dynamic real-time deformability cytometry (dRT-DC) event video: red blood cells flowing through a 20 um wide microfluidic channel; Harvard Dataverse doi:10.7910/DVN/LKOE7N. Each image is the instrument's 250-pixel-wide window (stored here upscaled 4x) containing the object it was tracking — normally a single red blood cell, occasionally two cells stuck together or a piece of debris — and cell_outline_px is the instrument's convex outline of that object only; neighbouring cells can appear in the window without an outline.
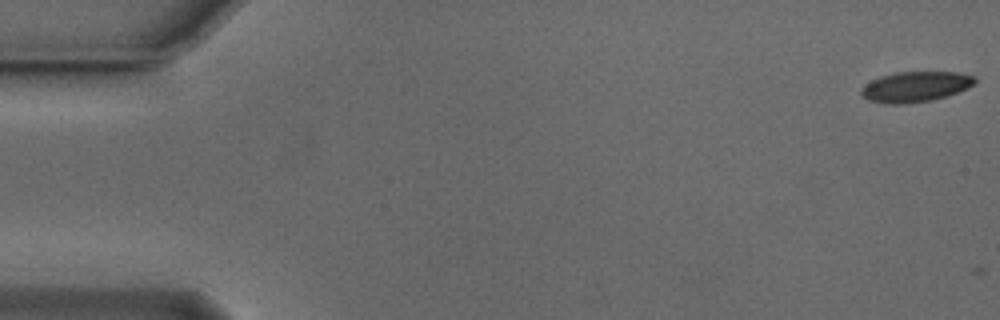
{"species": "Egyptian fruit bat (a non-hibernating species)", "species_latin": "Rousettus aegyptiacus", "temperature_condition": "cold", "stored_images_in_passage": 7, "camera_frame_rate_fps": 3000, "um_per_image_px": 0.085, "animal": {"sex": "male"}, "frame": {"image": 1, "passage_image": 1, "time_ms": 0.0, "image_size_px": [1000, 320], "cell_outline_px": [[976, 80], [968, 88], [932, 100], [904, 104], [892, 104], [868, 100], [860, 92], [864, 84], [880, 76], [896, 72], [956, 72], [976, 76]], "centroid_in_image_um": [77.8, 7.36], "position_along_channel_um": 7.2, "area_um2": 19.94}}